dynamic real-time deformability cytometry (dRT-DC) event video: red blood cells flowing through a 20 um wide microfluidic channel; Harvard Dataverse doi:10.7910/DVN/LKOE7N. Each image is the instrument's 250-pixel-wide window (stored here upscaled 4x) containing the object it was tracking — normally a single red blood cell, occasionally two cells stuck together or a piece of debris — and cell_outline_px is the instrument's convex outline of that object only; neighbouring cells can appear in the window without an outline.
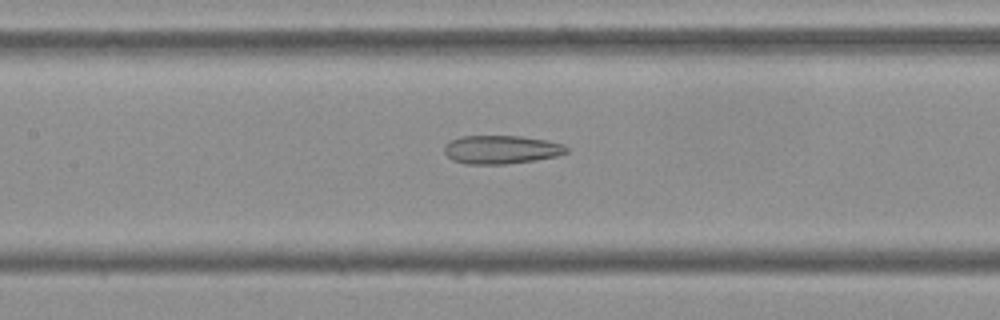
{"species": "Egyptian fruit bat (a non-hibernating species)", "species_latin": "Rousettus aegyptiacus", "temperature_condition": "cold", "stored_images_in_passage": 53, "camera_frame_rate_fps": 3000, "um_per_image_px": 0.085, "frame": {"image": 1, "passage_image": 24, "time_ms": 7.667, "image_size_px": [1000, 320], "cell_outline_px": [[568, 152], [560, 156], [536, 160], [504, 164], [464, 164], [452, 160], [444, 152], [444, 144], [460, 136], [520, 136], [548, 140], [564, 144], [568, 148]], "centroid_in_image_um": [42.63, 12.71], "position_along_channel_um": 164.8, "area_um2": 20.52}}
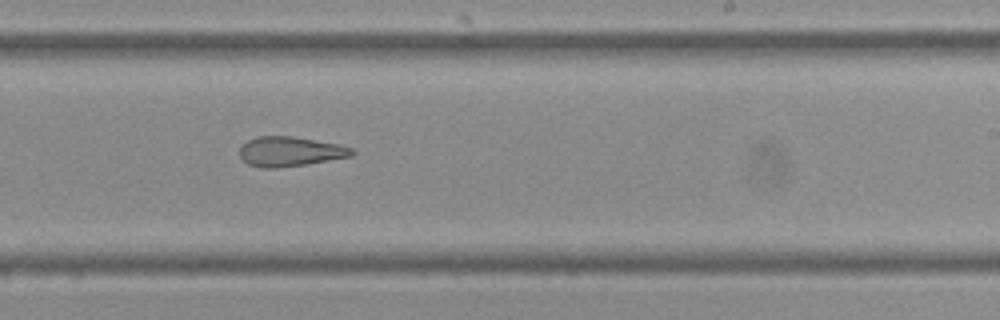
{"frame": {"image": 2, "passage_image": 32, "time_ms": 10.333, "image_size_px": [1000, 320], "cell_outline_px": [[356, 152], [352, 156], [304, 164], [276, 168], [260, 168], [248, 164], [240, 156], [240, 144], [256, 136], [292, 136], [340, 144], [352, 148]], "centroid_in_image_um": [24.64, 12.87], "position_along_channel_um": 264.4, "area_um2": 19.48}}
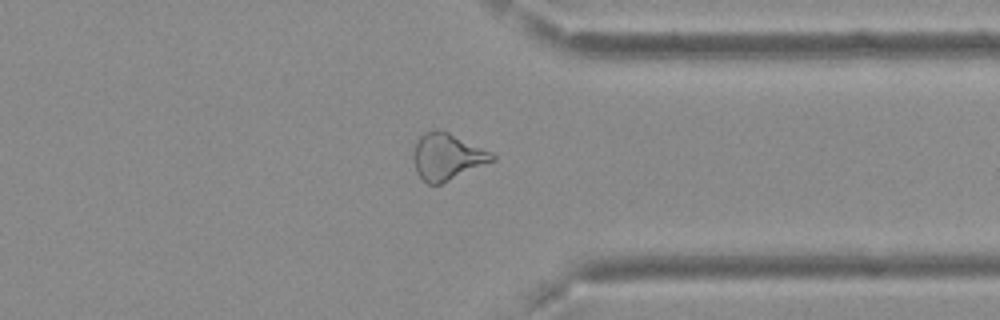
{"frame": {"image": 3, "passage_image": 41, "time_ms": 13.333, "image_size_px": [1000, 320], "cell_outline_px": [[496, 160], [440, 184], [428, 184], [416, 172], [412, 156], [412, 152], [420, 136], [424, 132], [436, 128], [448, 132], [492, 152], [496, 156]], "centroid_in_image_um": [38.0, 13.3], "position_along_channel_um": 373.4, "area_um2": 21.39}, "authors_computed_cell_mechanics": {"area_um2": 22.7154, "velocity_mm_per_s": 3.744, "shape_relaxation_time_tau1_ms": null, "shape_relaxation_time_tau2_ms": 4.1336, "deformation_change_tau1": null, "deformation_change_tau2": 0.1458}}